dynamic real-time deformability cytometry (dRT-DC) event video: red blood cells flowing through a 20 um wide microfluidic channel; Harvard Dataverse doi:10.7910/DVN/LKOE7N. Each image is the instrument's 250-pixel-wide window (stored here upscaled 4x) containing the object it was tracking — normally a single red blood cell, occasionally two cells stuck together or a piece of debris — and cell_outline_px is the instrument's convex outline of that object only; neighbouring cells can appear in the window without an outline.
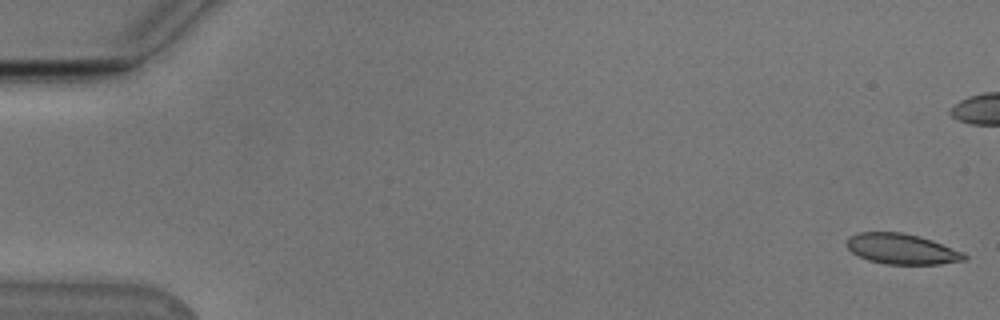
{"species": "Egyptian fruit bat (a non-hibernating species)", "species_latin": "Rousettus aegyptiacus", "temperature_condition": "cold", "stored_images_in_passage": 54, "camera_frame_rate_fps": 3000, "um_per_image_px": 0.085, "animal": {"sex": "male"}, "frame": {"image": 1, "passage_image": 1, "time_ms": 0.0, "image_size_px": [1000, 320], "cell_outline_px": [[968, 256], [964, 260], [940, 264], [884, 264], [868, 260], [852, 252], [848, 248], [848, 236], [860, 232], [904, 232], [920, 236], [932, 240], [964, 252]], "centroid_in_image_um": [76.67, 21.16], "position_along_channel_um": 8.3, "area_um2": 20.87}}
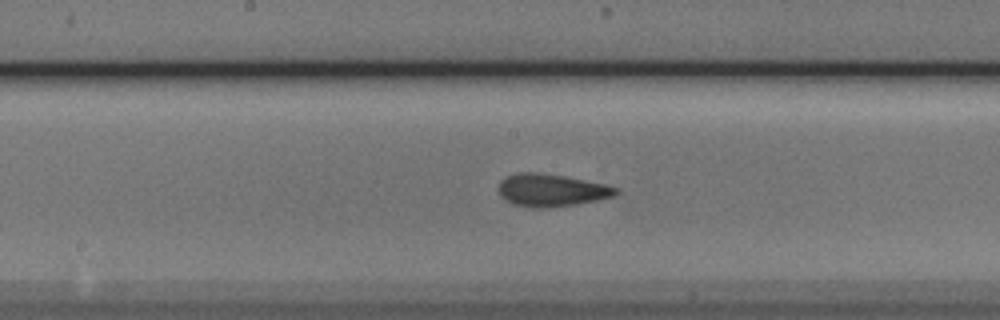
{"frame": {"image": 2, "passage_image": 28, "time_ms": 9.0, "image_size_px": [1000, 320], "cell_outline_px": [[620, 192], [612, 196], [600, 200], [576, 204], [548, 208], [528, 208], [512, 204], [500, 196], [500, 180], [516, 172], [536, 172], [564, 176], [604, 184], [620, 188]], "centroid_in_image_um": [46.87, 16.18], "position_along_channel_um": 201.3, "area_um2": 22.37}}
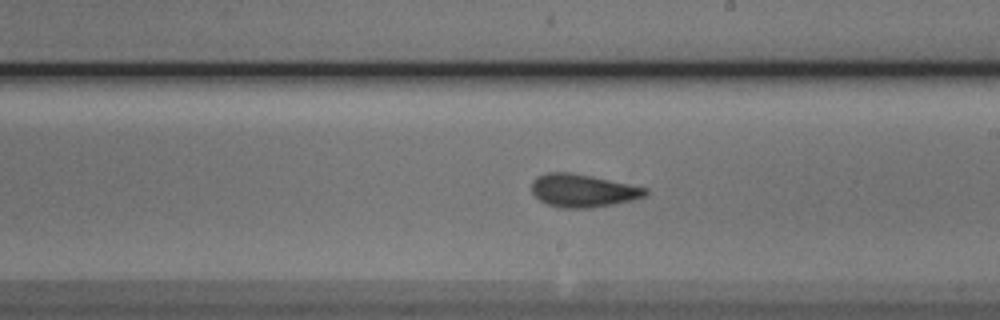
{"frame": {"image": 3, "passage_image": 31, "time_ms": 10.0, "image_size_px": [1000, 320], "cell_outline_px": [[648, 192], [644, 196], [632, 200], [592, 208], [560, 208], [548, 204], [540, 200], [532, 192], [532, 180], [536, 176], [548, 172], [572, 172], [592, 176], [648, 188]], "centroid_in_image_um": [49.52, 16.19], "position_along_channel_um": 239.5, "area_um2": 21.85}, "authors_computed_cell_mechanics": {"area_um2": 21.2415, "velocity_mm_per_s": 3.8354, "shape_relaxation_time_tau1_ms": 3.6389, "shape_relaxation_time_tau2_ms": 1.6587, "deformation_change_tau1": 0.1263, "deformation_change_tau2": 0.0611}}